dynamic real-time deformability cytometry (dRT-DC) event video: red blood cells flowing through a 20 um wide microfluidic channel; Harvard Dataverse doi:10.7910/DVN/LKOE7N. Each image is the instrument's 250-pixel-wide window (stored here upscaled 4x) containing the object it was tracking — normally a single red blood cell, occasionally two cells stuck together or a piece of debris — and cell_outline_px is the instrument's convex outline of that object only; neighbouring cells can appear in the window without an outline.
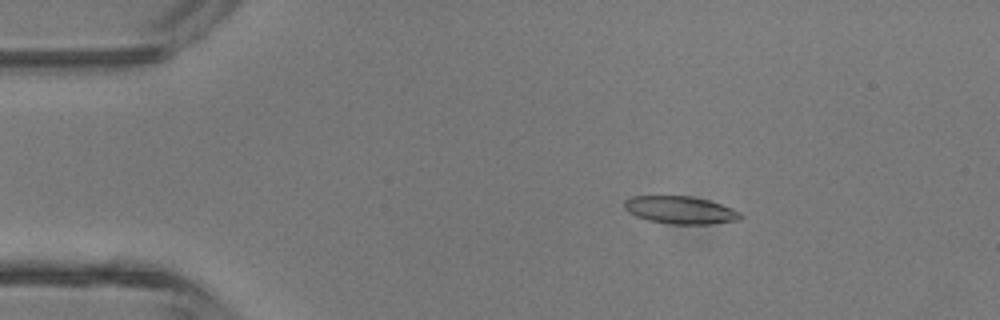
{"species": "common noctule bat (a hibernating species)", "species_latin": "Nyctalus noctula", "temperature_condition": "room temperature", "stored_images_in_passage": 5, "camera_frame_rate_fps": 3000, "um_per_image_px": 0.085, "animal": {"sex": "male", "body_mass_g": 13.3}, "frame": {"image": 1, "passage_image": 3, "time_ms": 2.333, "image_size_px": [1000, 320], "cell_outline_px": [[744, 216], [740, 220], [708, 224], [672, 224], [648, 220], [636, 216], [628, 212], [624, 208], [624, 200], [632, 196], [692, 196], [708, 200], [732, 208], [740, 212]], "centroid_in_image_um": [57.83, 17.85], "position_along_channel_um": 27.2, "area_um2": 18.73}}
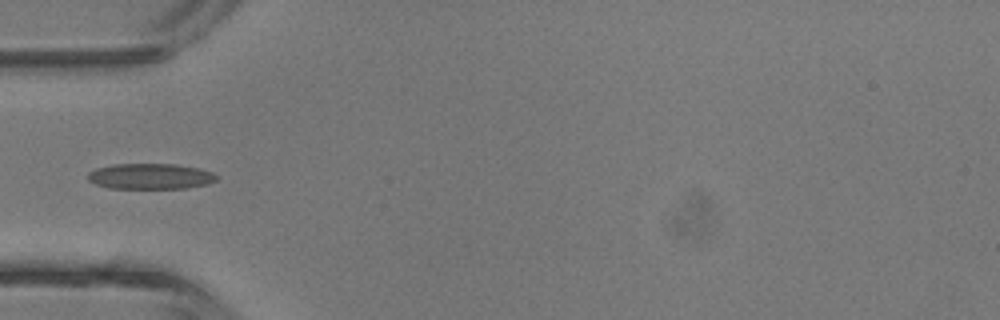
{"frame": {"image": 2, "passage_image": 5, "time_ms": 4.667, "image_size_px": [1000, 320], "cell_outline_px": [[220, 176], [216, 180], [208, 184], [184, 188], [108, 188], [96, 184], [88, 180], [88, 172], [96, 168], [112, 164], [176, 164], [200, 168], [212, 172]], "centroid_in_image_um": [12.8, 14.98], "position_along_channel_um": 72.2, "area_um2": 19.36}}